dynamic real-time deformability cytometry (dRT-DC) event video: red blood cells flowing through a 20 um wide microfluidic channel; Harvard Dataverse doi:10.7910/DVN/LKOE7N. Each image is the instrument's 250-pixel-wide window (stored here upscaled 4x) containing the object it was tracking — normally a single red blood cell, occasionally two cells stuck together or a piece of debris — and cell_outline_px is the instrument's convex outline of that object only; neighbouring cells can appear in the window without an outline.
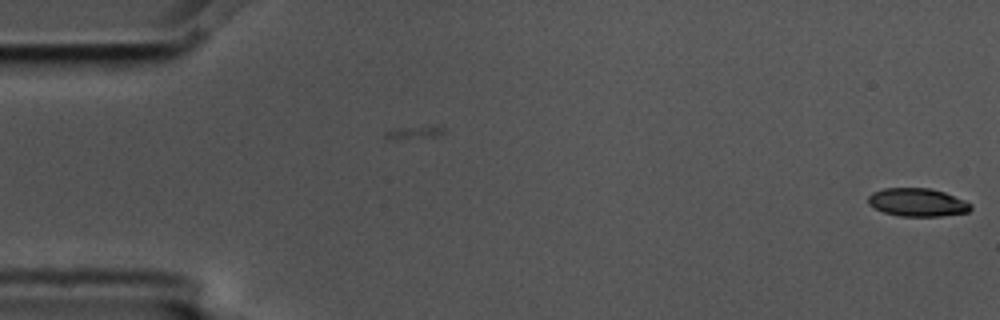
{"species": "common noctule bat (a hibernating species)", "species_latin": "Nyctalus noctula", "temperature_condition": "cold", "stored_images_in_passage": 2, "camera_frame_rate_fps": 3000, "um_per_image_px": 0.085, "animal": {"sex": "male", "body_mass_g": 17.5, "forearm_length_mm": 52.3}, "frame": {"image": 1, "passage_image": 2, "time_ms": 0.333, "image_size_px": [1000, 320], "cell_outline_px": [[972, 208], [968, 212], [940, 216], [900, 216], [884, 212], [868, 204], [868, 196], [872, 192], [884, 188], [928, 188], [944, 192], [964, 200], [972, 204]], "centroid_in_image_um": [77.98, 17.2], "position_along_channel_um": 7.0, "area_um2": 16.76}}